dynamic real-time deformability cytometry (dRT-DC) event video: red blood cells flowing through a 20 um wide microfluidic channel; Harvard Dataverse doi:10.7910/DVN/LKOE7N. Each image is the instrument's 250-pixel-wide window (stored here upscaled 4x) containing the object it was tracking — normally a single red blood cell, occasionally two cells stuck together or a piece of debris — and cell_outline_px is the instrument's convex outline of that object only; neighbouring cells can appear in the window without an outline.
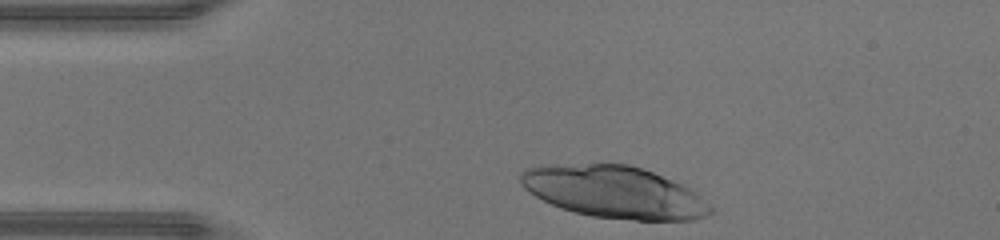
{"species": "human", "species_latin": "Homo sapiens", "temperature_condition": "warm", "stored_images_in_passage": 29, "camera_frame_rate_fps": 3000, "um_per_image_px": 0.085, "donor": {"sex": "male"}, "frame": {"image": 1, "passage_image": 1, "time_ms": 0.0, "image_size_px": [1000, 240], "cell_outline_px": [[712, 212], [708, 216], [696, 220], [636, 220], [592, 216], [560, 208], [528, 192], [520, 184], [520, 172], [524, 168], [540, 164], [628, 164], [652, 172], [680, 184], [696, 192], [712, 208]], "centroid_in_image_um": [52.16, 16.32], "position_along_channel_um": 32.8, "area_um2": 57.51}}
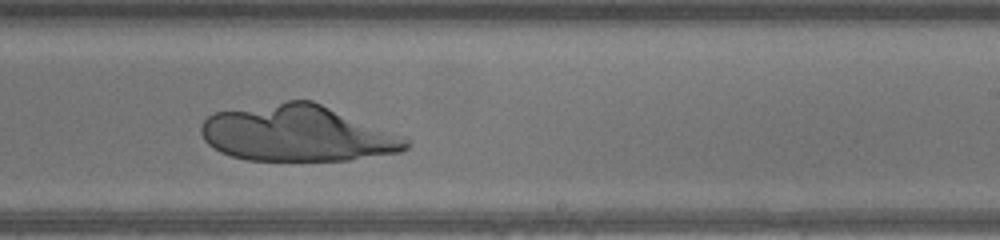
{"frame": {"image": 2, "passage_image": 20, "time_ms": 6.333, "image_size_px": [1000, 240], "cell_outline_px": [[412, 144], [408, 148], [400, 152], [348, 160], [248, 160], [232, 156], [220, 152], [212, 148], [204, 140], [200, 132], [200, 124], [208, 116], [216, 112], [288, 100], [312, 100], [404, 136]], "centroid_in_image_um": [25.27, 11.34], "position_along_channel_um": 263.7, "area_um2": 67.11}}